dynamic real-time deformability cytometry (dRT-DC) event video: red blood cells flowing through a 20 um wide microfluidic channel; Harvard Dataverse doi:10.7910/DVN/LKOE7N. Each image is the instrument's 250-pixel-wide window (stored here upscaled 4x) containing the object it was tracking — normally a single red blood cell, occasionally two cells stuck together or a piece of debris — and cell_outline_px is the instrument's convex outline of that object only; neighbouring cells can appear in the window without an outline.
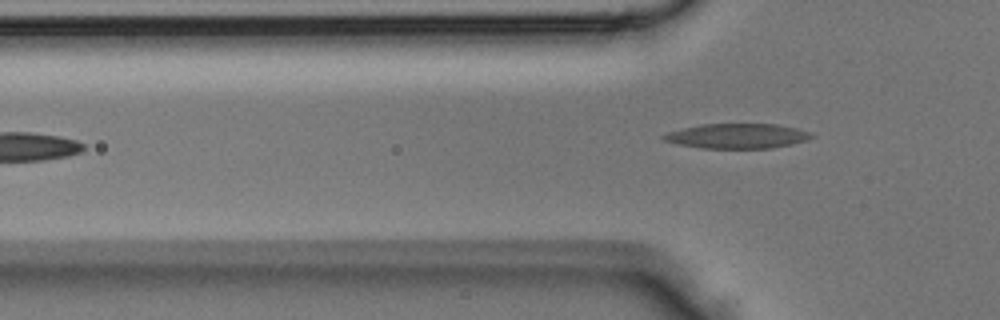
{"species": "Egyptian fruit bat (a non-hibernating species)", "species_latin": "Rousettus aegyptiacus", "temperature_condition": "room temperature", "stored_images_in_passage": 5, "camera_frame_rate_fps": 3000, "um_per_image_px": 0.085, "animal": {"sex": "male"}, "frame": {"image": 1, "passage_image": 5, "time_ms": 1.333, "image_size_px": [1000, 320], "cell_outline_px": [[816, 136], [808, 140], [792, 144], [772, 148], [700, 148], [676, 144], [664, 140], [660, 136], [668, 132], [684, 128], [704, 124], [776, 124], [796, 128], [812, 132]], "centroid_in_image_um": [62.7, 11.56], "position_along_channel_um": 63.1, "area_um2": 21.5}}